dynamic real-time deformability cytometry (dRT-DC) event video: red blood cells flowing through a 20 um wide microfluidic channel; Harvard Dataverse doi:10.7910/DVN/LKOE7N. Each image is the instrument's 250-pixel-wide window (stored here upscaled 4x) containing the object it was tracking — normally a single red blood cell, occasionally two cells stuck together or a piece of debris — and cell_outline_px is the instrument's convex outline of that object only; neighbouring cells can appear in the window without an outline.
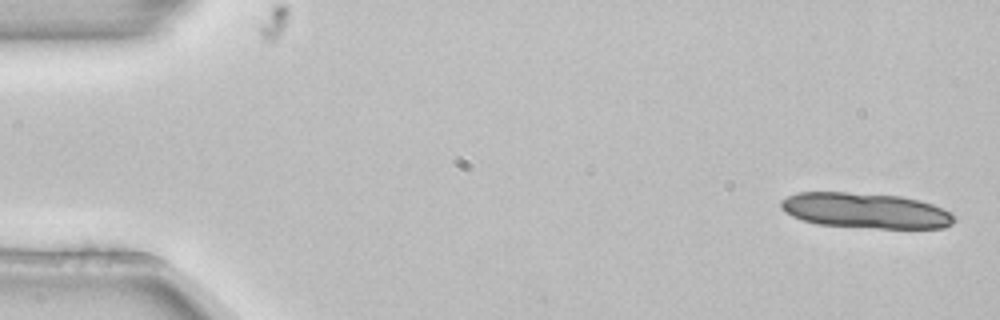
{"species": "common noctule bat (a hibernating species)", "species_latin": "Nyctalus noctula", "temperature_condition": "room temperature", "stored_images_in_passage": 4, "camera_frame_rate_fps": 3000, "um_per_image_px": 0.085, "animal": {"sex": "female", "body_mass_g": 22.7, "forearm_length_mm": 54.2}, "frame": {"image": 1, "passage_image": 1, "time_ms": 0.0, "image_size_px": [1000, 320], "cell_outline_px": [[956, 220], [952, 224], [944, 228], [876, 228], [816, 224], [792, 216], [784, 212], [780, 208], [780, 200], [796, 192], [848, 192], [900, 196], [920, 200], [932, 204], [952, 212]], "centroid_in_image_um": [73.57, 17.9], "position_along_channel_um": 11.4, "area_um2": 35.95}}
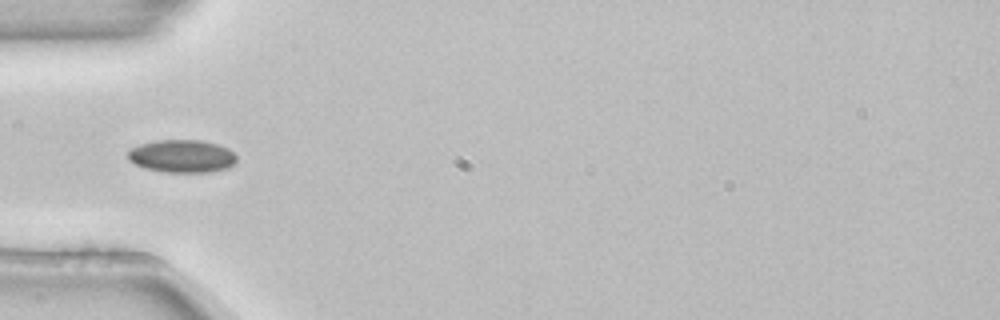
{"frame": {"image": 2, "passage_image": 4, "time_ms": 1.0, "image_size_px": [1000, 320], "cell_outline_px": [[236, 164], [228, 168], [212, 172], [164, 172], [144, 168], [128, 160], [128, 152], [132, 148], [140, 144], [156, 140], [200, 140], [216, 144], [228, 148], [236, 156]], "centroid_in_image_um": [15.48, 13.28], "position_along_channel_um": 69.5, "area_um2": 20.87}}